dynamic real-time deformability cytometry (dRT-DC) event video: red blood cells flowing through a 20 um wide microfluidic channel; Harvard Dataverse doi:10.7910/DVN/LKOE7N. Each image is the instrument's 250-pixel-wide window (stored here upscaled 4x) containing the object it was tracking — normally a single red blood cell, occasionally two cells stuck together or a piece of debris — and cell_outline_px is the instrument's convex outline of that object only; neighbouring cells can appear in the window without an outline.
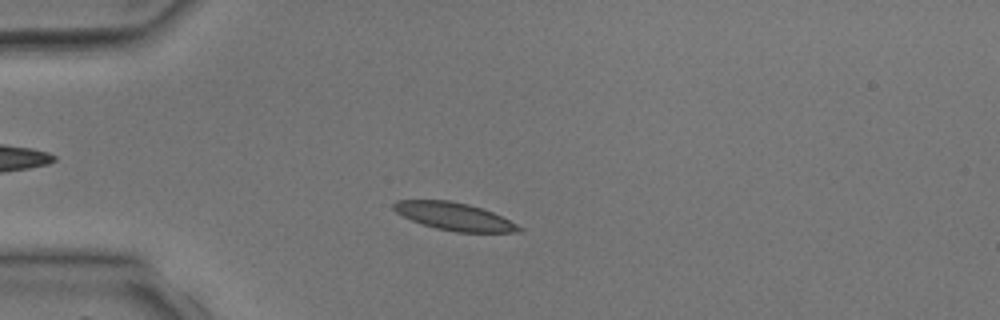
{"species": "common noctule bat (a hibernating species)", "species_latin": "Nyctalus noctula", "temperature_condition": "room temperature", "stored_images_in_passage": 2, "camera_frame_rate_fps": 3000, "um_per_image_px": 0.085, "animal": {"sex": "male", "body_mass_g": 17.9, "forearm_length_mm": 54.2}, "frame": {"image": 1, "passage_image": 2, "time_ms": 1.333, "image_size_px": [1000, 320], "cell_outline_px": [[524, 228], [520, 232], [456, 232], [436, 228], [412, 220], [396, 212], [392, 208], [392, 204], [396, 200], [448, 200], [468, 204], [492, 212]], "centroid_in_image_um": [38.59, 18.39], "position_along_channel_um": 46.4, "area_um2": 19.94}}